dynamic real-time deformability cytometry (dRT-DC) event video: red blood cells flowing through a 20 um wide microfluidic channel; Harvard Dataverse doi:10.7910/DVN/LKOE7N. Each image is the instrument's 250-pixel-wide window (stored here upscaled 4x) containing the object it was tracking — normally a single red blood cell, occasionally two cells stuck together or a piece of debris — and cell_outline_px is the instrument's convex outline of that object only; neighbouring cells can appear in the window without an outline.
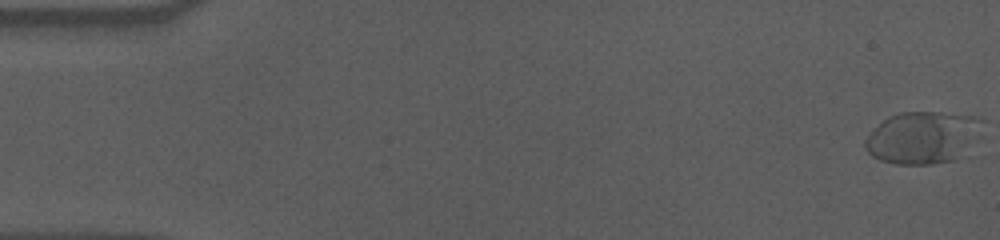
{"species": "human", "species_latin": "Homo sapiens", "temperature_condition": "cold", "stored_images_in_passage": 58, "camera_frame_rate_fps": 3000, "um_per_image_px": 0.085, "donor": {"sex": "male"}, "frame": {"image": 1, "passage_image": 1, "time_ms": 0.0, "image_size_px": [1000, 240], "cell_outline_px": [[984, 120], [980, 136], [976, 140], [952, 160], [932, 164], [896, 164], [880, 160], [872, 156], [864, 148], [864, 140], [888, 116], [900, 112], [940, 112], [976, 116]], "centroid_in_image_um": [78.44, 11.67], "position_along_channel_um": 6.6, "area_um2": 35.49}}
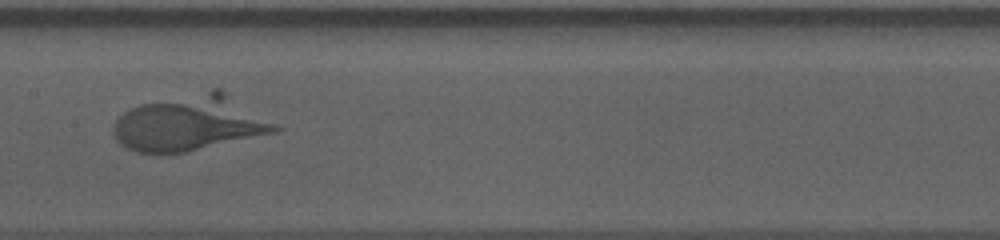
{"frame": {"image": 2, "passage_image": 30, "time_ms": 9.667, "image_size_px": [1000, 240], "cell_outline_px": [[284, 128], [276, 132], [184, 152], [140, 152], [128, 148], [120, 144], [116, 140], [112, 132], [112, 124], [128, 108], [140, 104], [212, 88], [220, 88]], "centroid_in_image_um": [16.14, 10.44], "position_along_channel_um": 191.3, "area_um2": 52.14}}
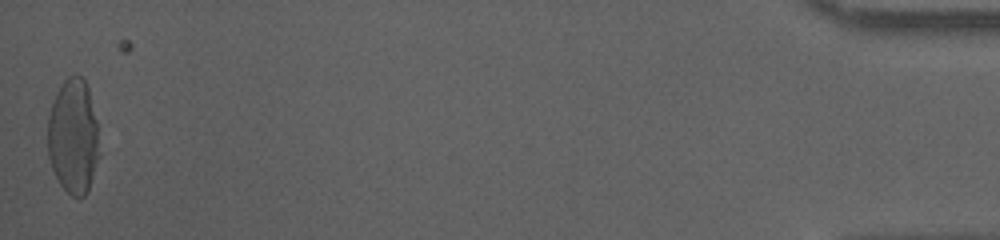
{"frame": {"image": 3, "passage_image": 58, "time_ms": 19.0, "image_size_px": [1000, 240], "cell_outline_px": [[100, 156], [88, 192], [84, 196], [72, 196], [60, 184], [52, 168], [48, 156], [48, 116], [56, 92], [64, 80], [68, 76], [76, 72], [84, 80], [88, 88], [96, 120]], "centroid_in_image_um": [6.23, 11.6], "position_along_channel_um": 429.0, "area_um2": 34.68}}